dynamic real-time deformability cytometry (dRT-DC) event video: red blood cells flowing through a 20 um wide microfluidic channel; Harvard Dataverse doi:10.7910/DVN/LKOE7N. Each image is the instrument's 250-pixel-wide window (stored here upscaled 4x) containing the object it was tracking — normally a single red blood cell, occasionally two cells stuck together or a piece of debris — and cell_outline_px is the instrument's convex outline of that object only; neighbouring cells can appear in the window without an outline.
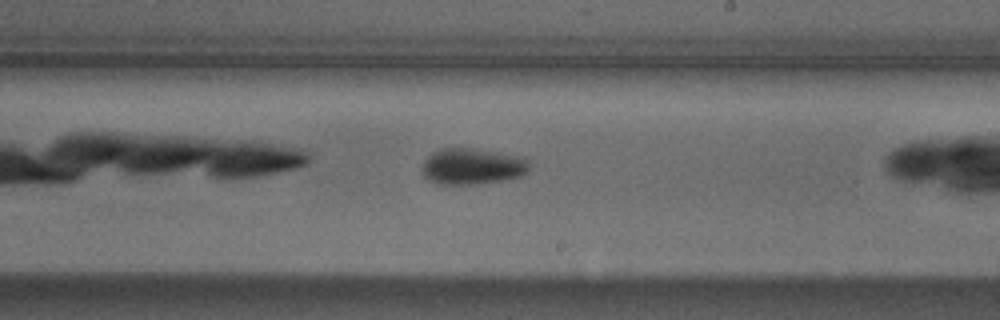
{"species": "Egyptian fruit bat (a non-hibernating species)", "species_latin": "Rousettus aegyptiacus", "temperature_condition": "cold", "stored_images_in_passage": 27, "camera_frame_rate_fps": 3000, "um_per_image_px": 0.085, "animal": {"sex": "male"}, "frame": {"image": 1, "passage_image": 16, "time_ms": 5.0, "image_size_px": [1000, 320], "cell_outline_px": [[528, 172], [520, 176], [504, 180], [476, 184], [440, 184], [428, 180], [424, 176], [424, 160], [432, 152], [440, 148], [468, 148], [500, 152], [524, 156], [528, 160]], "centroid_in_image_um": [40.17, 14.13], "position_along_channel_um": 248.8, "area_um2": 22.66}}
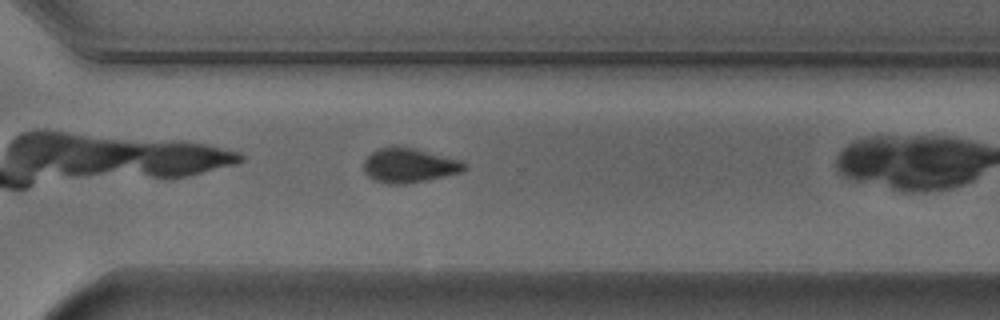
{"frame": {"image": 2, "passage_image": 23, "time_ms": 7.333, "image_size_px": [1000, 320], "cell_outline_px": [[468, 168], [460, 172], [424, 180], [404, 184], [396, 184], [376, 180], [368, 176], [364, 172], [364, 160], [376, 148], [412, 148], [460, 160], [468, 164]], "centroid_in_image_um": [34.78, 14.06], "position_along_channel_um": 335.8, "area_um2": 19.54}}